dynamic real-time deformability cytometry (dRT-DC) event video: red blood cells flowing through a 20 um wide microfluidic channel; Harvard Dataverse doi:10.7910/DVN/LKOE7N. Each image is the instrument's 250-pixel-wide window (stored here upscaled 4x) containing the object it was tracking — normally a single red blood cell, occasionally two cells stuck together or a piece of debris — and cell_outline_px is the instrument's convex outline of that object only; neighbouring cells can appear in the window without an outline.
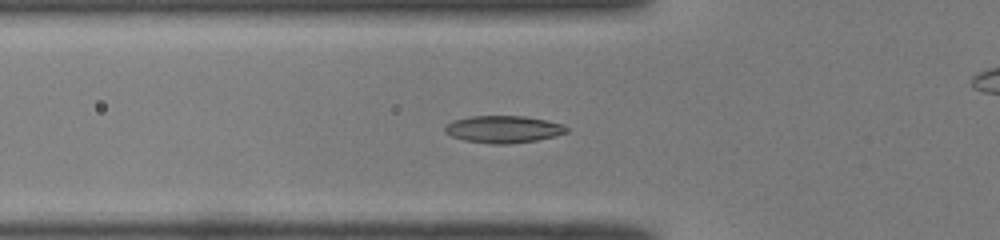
{"species": "common noctule bat (a hibernating species)", "species_latin": "Nyctalus noctula", "temperature_condition": "room temperature", "stored_images_in_passage": 38, "camera_frame_rate_fps": 3000, "um_per_image_px": 0.085, "animal": {"sex": "male", "body_mass_g": 19.0, "forearm_length_mm": 50.8}, "frame": {"image": 1, "passage_image": 5, "time_ms": 1.333, "image_size_px": [1000, 240], "cell_outline_px": [[568, 132], [556, 136], [536, 140], [508, 144], [492, 144], [464, 140], [452, 136], [444, 132], [444, 124], [452, 120], [472, 116], [524, 116], [564, 124], [568, 128]], "centroid_in_image_um": [42.77, 10.98], "position_along_channel_um": 83.0, "area_um2": 19.36}}
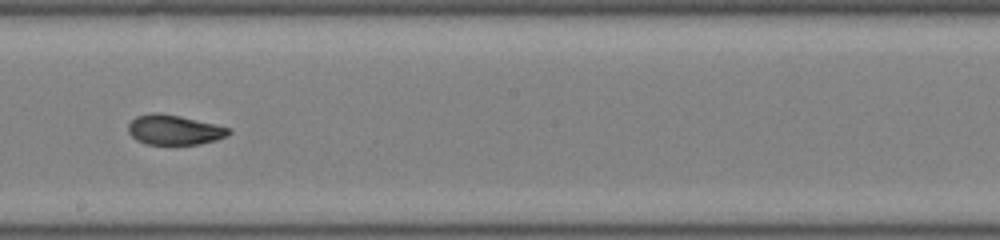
{"frame": {"image": 2, "passage_image": 16, "time_ms": 5.0, "image_size_px": [1000, 240], "cell_outline_px": [[232, 132], [216, 140], [200, 144], [144, 144], [136, 140], [128, 132], [128, 124], [136, 116], [152, 112], [160, 112], [180, 116], [216, 124], [228, 128]], "centroid_in_image_um": [14.77, 11.03], "position_along_channel_um": 233.4, "area_um2": 17.51}}
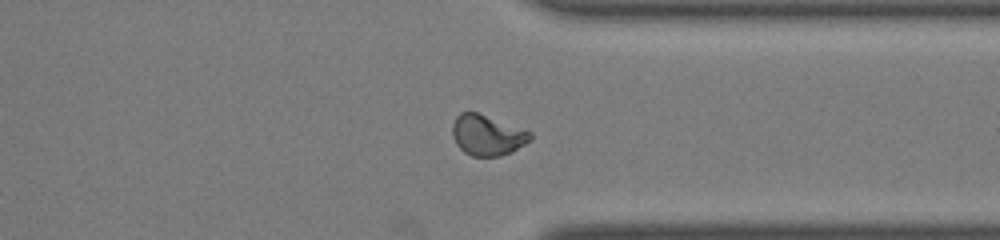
{"frame": {"image": 3, "passage_image": 26, "time_ms": 8.333, "image_size_px": [1000, 240], "cell_outline_px": [[532, 140], [512, 152], [500, 156], [472, 156], [464, 152], [456, 144], [452, 136], [452, 124], [456, 116], [460, 112], [476, 112], [532, 132]], "centroid_in_image_um": [41.41, 11.5], "position_along_channel_um": 370.0, "area_um2": 18.44}, "authors_computed_cell_mechanics": {"area_um2": 18.1781, "velocity_mm_per_s": 4.1009, "shape_relaxation_time_tau1_ms": 10.7604, "shape_relaxation_time_tau2_ms": 1.1785, "deformation_change_tau1": 0.2765, "deformation_change_tau2": 0.0494}}